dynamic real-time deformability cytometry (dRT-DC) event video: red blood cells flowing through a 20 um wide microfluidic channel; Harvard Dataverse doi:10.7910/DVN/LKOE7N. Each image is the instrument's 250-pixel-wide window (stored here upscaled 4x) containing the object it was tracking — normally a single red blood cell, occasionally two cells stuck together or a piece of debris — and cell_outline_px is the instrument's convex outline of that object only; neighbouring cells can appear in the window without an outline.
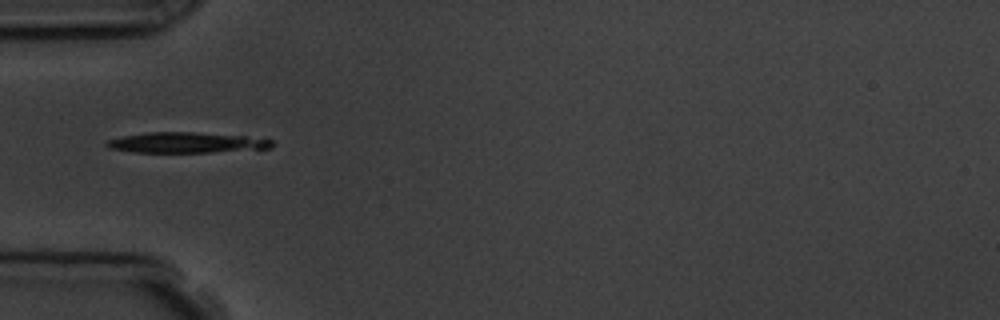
{"species": "common noctule bat (a hibernating species)", "species_latin": "Nyctalus noctula", "temperature_condition": "room temperature", "stored_images_in_passage": 7, "camera_frame_rate_fps": 3000, "um_per_image_px": 0.085, "animal": {"sex": "male", "body_mass_g": 19.5, "forearm_length_mm": 54.6}, "frame": {"image": 1, "passage_image": 1, "time_ms": 0.0, "image_size_px": [1000, 320], "cell_outline_px": [[276, 144], [272, 148], [212, 152], [132, 152], [108, 148], [104, 144], [108, 140], [124, 136], [148, 132], [192, 132], [244, 136], [272, 140]], "centroid_in_image_um": [15.86, 12.12], "position_along_channel_um": 69.1, "area_um2": 19.71}}
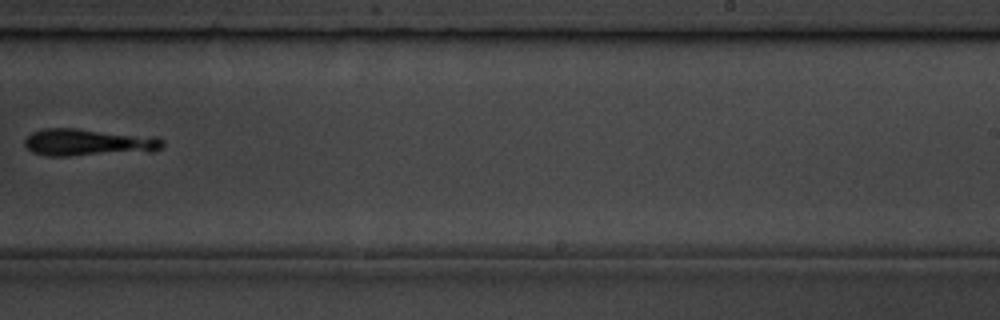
{"frame": {"image": 2, "passage_image": 6, "time_ms": 5.667, "image_size_px": [1000, 320], "cell_outline_px": [[164, 144], [160, 148], [152, 152], [68, 156], [44, 156], [32, 152], [24, 144], [24, 140], [32, 132], [44, 128], [76, 128], [160, 136], [164, 140]], "centroid_in_image_um": [7.58, 12.1], "position_along_channel_um": 281.4, "area_um2": 22.48}}